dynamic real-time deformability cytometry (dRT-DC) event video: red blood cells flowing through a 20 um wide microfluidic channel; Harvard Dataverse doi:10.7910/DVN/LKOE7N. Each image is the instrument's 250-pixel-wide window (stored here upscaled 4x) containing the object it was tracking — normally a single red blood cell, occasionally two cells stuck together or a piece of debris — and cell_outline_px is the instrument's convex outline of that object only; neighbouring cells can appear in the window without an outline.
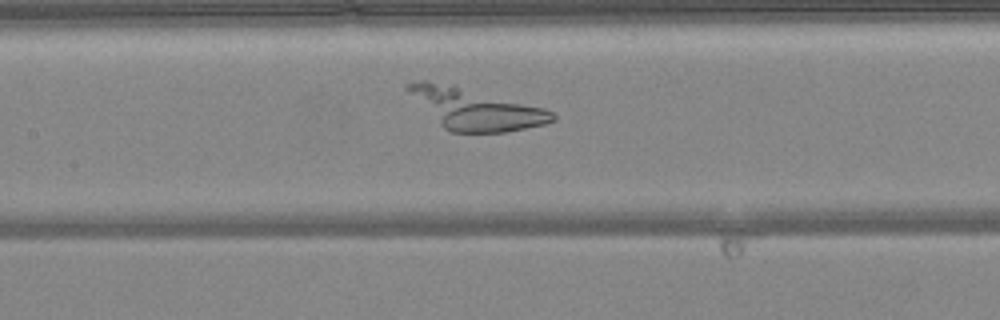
{"species": "common noctule bat (a hibernating species)", "species_latin": "Nyctalus noctula", "temperature_condition": "warm", "stored_images_in_passage": 46, "camera_frame_rate_fps": 3000, "um_per_image_px": 0.085, "animal": {"sex": "female", "body_mass_g": 24.6, "forearm_length_mm": 56.2}, "frame": {"image": 1, "passage_image": 20, "time_ms": 6.333, "image_size_px": [1000, 320], "cell_outline_px": [[556, 120], [544, 124], [504, 132], [452, 132], [444, 128], [404, 88], [404, 84], [420, 80], [424, 80], [452, 84], [544, 108], [552, 112], [556, 116]], "centroid_in_image_um": [40.4, 9.24], "position_along_channel_um": 167.0, "area_um2": 34.04}}
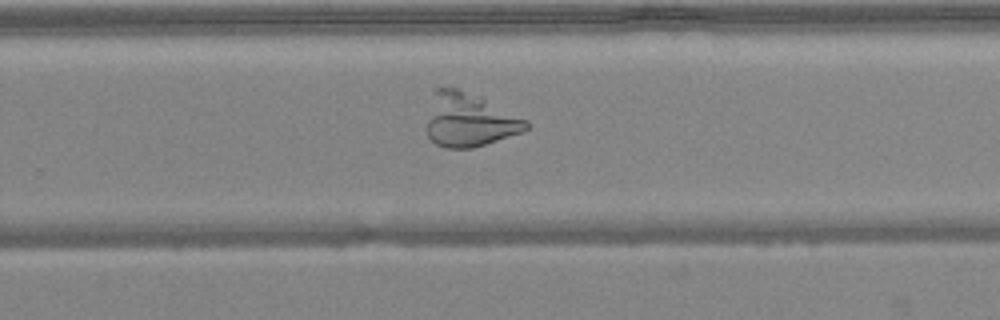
{"frame": {"image": 2, "passage_image": 29, "time_ms": 9.333, "image_size_px": [1000, 320], "cell_outline_px": [[532, 124], [524, 132], [472, 148], [444, 148], [436, 144], [428, 136], [428, 120], [432, 88], [440, 84], [456, 88], [480, 96], [528, 120]], "centroid_in_image_um": [39.88, 10.16], "position_along_channel_um": 289.9, "area_um2": 31.62}}
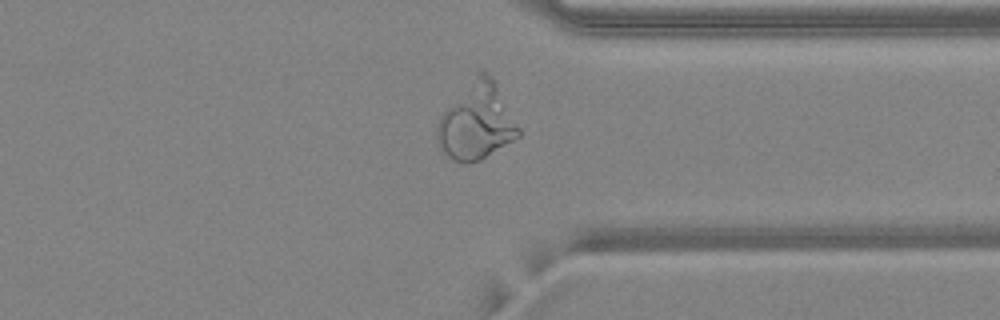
{"frame": {"image": 3, "passage_image": 35, "time_ms": 11.333, "image_size_px": [1000, 320], "cell_outline_px": [[520, 136], [480, 160], [468, 164], [464, 164], [452, 160], [440, 152], [436, 140], [436, 128], [440, 116], [476, 72], [480, 68], [484, 68], [496, 84], [520, 128]], "centroid_in_image_um": [40.47, 10.36], "position_along_channel_um": 370.9, "area_um2": 36.41}}